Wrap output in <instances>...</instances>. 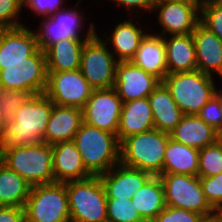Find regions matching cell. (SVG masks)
Returning <instances> with one entry per match:
<instances>
[{"label":"cell","instance_id":"6da1fadb","mask_svg":"<svg viewBox=\"0 0 222 222\" xmlns=\"http://www.w3.org/2000/svg\"><path fill=\"white\" fill-rule=\"evenodd\" d=\"M53 105L45 93L31 95L16 111L14 121L4 125L0 151L44 142Z\"/></svg>","mask_w":222,"mask_h":222},{"label":"cell","instance_id":"7a4b0ae2","mask_svg":"<svg viewBox=\"0 0 222 222\" xmlns=\"http://www.w3.org/2000/svg\"><path fill=\"white\" fill-rule=\"evenodd\" d=\"M170 134L151 129L123 139L120 142V163L160 176Z\"/></svg>","mask_w":222,"mask_h":222},{"label":"cell","instance_id":"3957f363","mask_svg":"<svg viewBox=\"0 0 222 222\" xmlns=\"http://www.w3.org/2000/svg\"><path fill=\"white\" fill-rule=\"evenodd\" d=\"M86 169L99 176L120 163L117 135L82 123L73 139Z\"/></svg>","mask_w":222,"mask_h":222},{"label":"cell","instance_id":"277c9868","mask_svg":"<svg viewBox=\"0 0 222 222\" xmlns=\"http://www.w3.org/2000/svg\"><path fill=\"white\" fill-rule=\"evenodd\" d=\"M3 164L25 179L31 186L55 182L53 149L45 142L0 151Z\"/></svg>","mask_w":222,"mask_h":222},{"label":"cell","instance_id":"5b68a950","mask_svg":"<svg viewBox=\"0 0 222 222\" xmlns=\"http://www.w3.org/2000/svg\"><path fill=\"white\" fill-rule=\"evenodd\" d=\"M212 77L195 70L167 74L162 82L184 115H197L217 91Z\"/></svg>","mask_w":222,"mask_h":222},{"label":"cell","instance_id":"8992f818","mask_svg":"<svg viewBox=\"0 0 222 222\" xmlns=\"http://www.w3.org/2000/svg\"><path fill=\"white\" fill-rule=\"evenodd\" d=\"M65 185L71 222H107V196L99 176Z\"/></svg>","mask_w":222,"mask_h":222},{"label":"cell","instance_id":"52a82bcc","mask_svg":"<svg viewBox=\"0 0 222 222\" xmlns=\"http://www.w3.org/2000/svg\"><path fill=\"white\" fill-rule=\"evenodd\" d=\"M24 216L29 222H71L65 183L31 186Z\"/></svg>","mask_w":222,"mask_h":222},{"label":"cell","instance_id":"ba28073f","mask_svg":"<svg viewBox=\"0 0 222 222\" xmlns=\"http://www.w3.org/2000/svg\"><path fill=\"white\" fill-rule=\"evenodd\" d=\"M166 206L186 209L211 216L216 211L210 206L202 191L199 176L182 174H161Z\"/></svg>","mask_w":222,"mask_h":222},{"label":"cell","instance_id":"9c48e42d","mask_svg":"<svg viewBox=\"0 0 222 222\" xmlns=\"http://www.w3.org/2000/svg\"><path fill=\"white\" fill-rule=\"evenodd\" d=\"M47 77L46 57L40 48L23 63L0 64V86L7 89L45 93Z\"/></svg>","mask_w":222,"mask_h":222},{"label":"cell","instance_id":"30bf717a","mask_svg":"<svg viewBox=\"0 0 222 222\" xmlns=\"http://www.w3.org/2000/svg\"><path fill=\"white\" fill-rule=\"evenodd\" d=\"M95 34L86 40L81 53L80 71L94 89L114 87L117 59Z\"/></svg>","mask_w":222,"mask_h":222},{"label":"cell","instance_id":"8fae6325","mask_svg":"<svg viewBox=\"0 0 222 222\" xmlns=\"http://www.w3.org/2000/svg\"><path fill=\"white\" fill-rule=\"evenodd\" d=\"M45 95L55 105L83 109L94 88L84 78L80 69L47 72Z\"/></svg>","mask_w":222,"mask_h":222},{"label":"cell","instance_id":"7c38bea8","mask_svg":"<svg viewBox=\"0 0 222 222\" xmlns=\"http://www.w3.org/2000/svg\"><path fill=\"white\" fill-rule=\"evenodd\" d=\"M123 102L114 87L94 89L83 110V122L117 135Z\"/></svg>","mask_w":222,"mask_h":222},{"label":"cell","instance_id":"4fadbf2b","mask_svg":"<svg viewBox=\"0 0 222 222\" xmlns=\"http://www.w3.org/2000/svg\"><path fill=\"white\" fill-rule=\"evenodd\" d=\"M202 0H183L155 2L153 12L157 10L158 21L163 27L161 36L192 34L200 21V3Z\"/></svg>","mask_w":222,"mask_h":222},{"label":"cell","instance_id":"5bb4252c","mask_svg":"<svg viewBox=\"0 0 222 222\" xmlns=\"http://www.w3.org/2000/svg\"><path fill=\"white\" fill-rule=\"evenodd\" d=\"M160 82L131 61L116 64L114 88L122 102L148 98Z\"/></svg>","mask_w":222,"mask_h":222},{"label":"cell","instance_id":"9a60e30c","mask_svg":"<svg viewBox=\"0 0 222 222\" xmlns=\"http://www.w3.org/2000/svg\"><path fill=\"white\" fill-rule=\"evenodd\" d=\"M75 10L60 9L42 20L39 31H35L38 47L45 51L52 44L65 39H81L79 32L84 27L83 15ZM81 28V29H80Z\"/></svg>","mask_w":222,"mask_h":222},{"label":"cell","instance_id":"2e32d148","mask_svg":"<svg viewBox=\"0 0 222 222\" xmlns=\"http://www.w3.org/2000/svg\"><path fill=\"white\" fill-rule=\"evenodd\" d=\"M151 176L149 172L131 168L121 163L99 175L107 198L128 200L132 199V196Z\"/></svg>","mask_w":222,"mask_h":222},{"label":"cell","instance_id":"e0dca14e","mask_svg":"<svg viewBox=\"0 0 222 222\" xmlns=\"http://www.w3.org/2000/svg\"><path fill=\"white\" fill-rule=\"evenodd\" d=\"M91 23L83 39H65L49 46L45 51L47 72H63L80 69L81 53L86 40L95 34Z\"/></svg>","mask_w":222,"mask_h":222},{"label":"cell","instance_id":"ac0fdd59","mask_svg":"<svg viewBox=\"0 0 222 222\" xmlns=\"http://www.w3.org/2000/svg\"><path fill=\"white\" fill-rule=\"evenodd\" d=\"M38 48L35 31L24 25L5 28L0 38V64L23 63Z\"/></svg>","mask_w":222,"mask_h":222},{"label":"cell","instance_id":"d6986e66","mask_svg":"<svg viewBox=\"0 0 222 222\" xmlns=\"http://www.w3.org/2000/svg\"><path fill=\"white\" fill-rule=\"evenodd\" d=\"M52 149L55 182L65 183L93 176L86 169L73 140L56 143L52 145Z\"/></svg>","mask_w":222,"mask_h":222},{"label":"cell","instance_id":"ffe728a7","mask_svg":"<svg viewBox=\"0 0 222 222\" xmlns=\"http://www.w3.org/2000/svg\"><path fill=\"white\" fill-rule=\"evenodd\" d=\"M82 123V109L54 104L43 140L49 145L72 141Z\"/></svg>","mask_w":222,"mask_h":222},{"label":"cell","instance_id":"44dd1931","mask_svg":"<svg viewBox=\"0 0 222 222\" xmlns=\"http://www.w3.org/2000/svg\"><path fill=\"white\" fill-rule=\"evenodd\" d=\"M195 45L197 70L222 77V41L200 22L192 33Z\"/></svg>","mask_w":222,"mask_h":222},{"label":"cell","instance_id":"7402d4cb","mask_svg":"<svg viewBox=\"0 0 222 222\" xmlns=\"http://www.w3.org/2000/svg\"><path fill=\"white\" fill-rule=\"evenodd\" d=\"M169 134L174 141L198 150L215 143L222 137L198 115H183Z\"/></svg>","mask_w":222,"mask_h":222},{"label":"cell","instance_id":"603a6c76","mask_svg":"<svg viewBox=\"0 0 222 222\" xmlns=\"http://www.w3.org/2000/svg\"><path fill=\"white\" fill-rule=\"evenodd\" d=\"M154 129V120L148 98L123 102L117 131L119 143L132 135Z\"/></svg>","mask_w":222,"mask_h":222},{"label":"cell","instance_id":"cb8c5ba5","mask_svg":"<svg viewBox=\"0 0 222 222\" xmlns=\"http://www.w3.org/2000/svg\"><path fill=\"white\" fill-rule=\"evenodd\" d=\"M131 62L162 82L168 74L163 37L146 33Z\"/></svg>","mask_w":222,"mask_h":222},{"label":"cell","instance_id":"d4e9b609","mask_svg":"<svg viewBox=\"0 0 222 222\" xmlns=\"http://www.w3.org/2000/svg\"><path fill=\"white\" fill-rule=\"evenodd\" d=\"M148 102L153 114L154 128L159 131L170 133L184 115L163 82L148 96Z\"/></svg>","mask_w":222,"mask_h":222},{"label":"cell","instance_id":"484cf974","mask_svg":"<svg viewBox=\"0 0 222 222\" xmlns=\"http://www.w3.org/2000/svg\"><path fill=\"white\" fill-rule=\"evenodd\" d=\"M163 40L168 74L197 70L196 51L192 34L171 35L170 39L163 37Z\"/></svg>","mask_w":222,"mask_h":222},{"label":"cell","instance_id":"4316f807","mask_svg":"<svg viewBox=\"0 0 222 222\" xmlns=\"http://www.w3.org/2000/svg\"><path fill=\"white\" fill-rule=\"evenodd\" d=\"M199 150L169 139L162 174H182L198 176Z\"/></svg>","mask_w":222,"mask_h":222},{"label":"cell","instance_id":"83f0119b","mask_svg":"<svg viewBox=\"0 0 222 222\" xmlns=\"http://www.w3.org/2000/svg\"><path fill=\"white\" fill-rule=\"evenodd\" d=\"M132 204L145 222H152L166 207L164 187L159 176H151L132 196Z\"/></svg>","mask_w":222,"mask_h":222},{"label":"cell","instance_id":"f1b7e54d","mask_svg":"<svg viewBox=\"0 0 222 222\" xmlns=\"http://www.w3.org/2000/svg\"><path fill=\"white\" fill-rule=\"evenodd\" d=\"M143 29L136 27L132 21L124 20L116 25L110 37L103 40L107 45L112 44L117 55V61H131L135 56L141 40L146 36ZM110 41V42H109Z\"/></svg>","mask_w":222,"mask_h":222},{"label":"cell","instance_id":"f546056e","mask_svg":"<svg viewBox=\"0 0 222 222\" xmlns=\"http://www.w3.org/2000/svg\"><path fill=\"white\" fill-rule=\"evenodd\" d=\"M31 185L16 172L2 164L0 167V206L24 208Z\"/></svg>","mask_w":222,"mask_h":222},{"label":"cell","instance_id":"4dcf8cb0","mask_svg":"<svg viewBox=\"0 0 222 222\" xmlns=\"http://www.w3.org/2000/svg\"><path fill=\"white\" fill-rule=\"evenodd\" d=\"M222 173V137L199 150V177H211Z\"/></svg>","mask_w":222,"mask_h":222},{"label":"cell","instance_id":"1f68e13d","mask_svg":"<svg viewBox=\"0 0 222 222\" xmlns=\"http://www.w3.org/2000/svg\"><path fill=\"white\" fill-rule=\"evenodd\" d=\"M30 96L28 91L11 90L0 86V117L4 125L14 121L16 111Z\"/></svg>","mask_w":222,"mask_h":222},{"label":"cell","instance_id":"d6a6232c","mask_svg":"<svg viewBox=\"0 0 222 222\" xmlns=\"http://www.w3.org/2000/svg\"><path fill=\"white\" fill-rule=\"evenodd\" d=\"M107 222H145L128 199L107 198Z\"/></svg>","mask_w":222,"mask_h":222},{"label":"cell","instance_id":"836d02e7","mask_svg":"<svg viewBox=\"0 0 222 222\" xmlns=\"http://www.w3.org/2000/svg\"><path fill=\"white\" fill-rule=\"evenodd\" d=\"M200 14L199 22L222 41V1L202 0Z\"/></svg>","mask_w":222,"mask_h":222},{"label":"cell","instance_id":"e575fe53","mask_svg":"<svg viewBox=\"0 0 222 222\" xmlns=\"http://www.w3.org/2000/svg\"><path fill=\"white\" fill-rule=\"evenodd\" d=\"M206 200L216 212H222V173L211 177H200Z\"/></svg>","mask_w":222,"mask_h":222},{"label":"cell","instance_id":"d590c367","mask_svg":"<svg viewBox=\"0 0 222 222\" xmlns=\"http://www.w3.org/2000/svg\"><path fill=\"white\" fill-rule=\"evenodd\" d=\"M22 7L23 0H0V26L4 28L23 26L21 22L19 23L18 19Z\"/></svg>","mask_w":222,"mask_h":222},{"label":"cell","instance_id":"8d00e7d4","mask_svg":"<svg viewBox=\"0 0 222 222\" xmlns=\"http://www.w3.org/2000/svg\"><path fill=\"white\" fill-rule=\"evenodd\" d=\"M203 217L186 209L166 206L152 222H200Z\"/></svg>","mask_w":222,"mask_h":222},{"label":"cell","instance_id":"74e56055","mask_svg":"<svg viewBox=\"0 0 222 222\" xmlns=\"http://www.w3.org/2000/svg\"><path fill=\"white\" fill-rule=\"evenodd\" d=\"M222 112L219 100L213 96L197 114L205 123L212 126L222 136Z\"/></svg>","mask_w":222,"mask_h":222},{"label":"cell","instance_id":"f35d334b","mask_svg":"<svg viewBox=\"0 0 222 222\" xmlns=\"http://www.w3.org/2000/svg\"><path fill=\"white\" fill-rule=\"evenodd\" d=\"M64 0H23V6L31 8L35 14L44 18L58 12Z\"/></svg>","mask_w":222,"mask_h":222},{"label":"cell","instance_id":"ab89813d","mask_svg":"<svg viewBox=\"0 0 222 222\" xmlns=\"http://www.w3.org/2000/svg\"><path fill=\"white\" fill-rule=\"evenodd\" d=\"M24 217V208L0 206V222H19Z\"/></svg>","mask_w":222,"mask_h":222},{"label":"cell","instance_id":"60d3db41","mask_svg":"<svg viewBox=\"0 0 222 222\" xmlns=\"http://www.w3.org/2000/svg\"><path fill=\"white\" fill-rule=\"evenodd\" d=\"M112 1V0H111ZM116 1L119 5H122L123 7L126 6L129 10H147L152 12L153 6L155 4L154 0H113ZM139 8V9H138Z\"/></svg>","mask_w":222,"mask_h":222},{"label":"cell","instance_id":"b9f144b4","mask_svg":"<svg viewBox=\"0 0 222 222\" xmlns=\"http://www.w3.org/2000/svg\"><path fill=\"white\" fill-rule=\"evenodd\" d=\"M200 222H222V212H216L211 216L203 217Z\"/></svg>","mask_w":222,"mask_h":222},{"label":"cell","instance_id":"7bdbcfd3","mask_svg":"<svg viewBox=\"0 0 222 222\" xmlns=\"http://www.w3.org/2000/svg\"><path fill=\"white\" fill-rule=\"evenodd\" d=\"M214 96L219 100L220 111L222 112V92L217 90Z\"/></svg>","mask_w":222,"mask_h":222},{"label":"cell","instance_id":"ee69618b","mask_svg":"<svg viewBox=\"0 0 222 222\" xmlns=\"http://www.w3.org/2000/svg\"><path fill=\"white\" fill-rule=\"evenodd\" d=\"M3 134H4V124L2 122V119L0 117V147L3 140Z\"/></svg>","mask_w":222,"mask_h":222},{"label":"cell","instance_id":"f6af8a7d","mask_svg":"<svg viewBox=\"0 0 222 222\" xmlns=\"http://www.w3.org/2000/svg\"><path fill=\"white\" fill-rule=\"evenodd\" d=\"M155 2H167V1H183V0H154Z\"/></svg>","mask_w":222,"mask_h":222},{"label":"cell","instance_id":"bcb514c9","mask_svg":"<svg viewBox=\"0 0 222 222\" xmlns=\"http://www.w3.org/2000/svg\"><path fill=\"white\" fill-rule=\"evenodd\" d=\"M2 164H3V158H2V155L0 153V167H1Z\"/></svg>","mask_w":222,"mask_h":222},{"label":"cell","instance_id":"7dc6e473","mask_svg":"<svg viewBox=\"0 0 222 222\" xmlns=\"http://www.w3.org/2000/svg\"><path fill=\"white\" fill-rule=\"evenodd\" d=\"M5 28L3 26H0V38H1V34H2V31L4 30Z\"/></svg>","mask_w":222,"mask_h":222},{"label":"cell","instance_id":"c3c4849f","mask_svg":"<svg viewBox=\"0 0 222 222\" xmlns=\"http://www.w3.org/2000/svg\"><path fill=\"white\" fill-rule=\"evenodd\" d=\"M19 222H27L26 217L24 216Z\"/></svg>","mask_w":222,"mask_h":222}]
</instances>
